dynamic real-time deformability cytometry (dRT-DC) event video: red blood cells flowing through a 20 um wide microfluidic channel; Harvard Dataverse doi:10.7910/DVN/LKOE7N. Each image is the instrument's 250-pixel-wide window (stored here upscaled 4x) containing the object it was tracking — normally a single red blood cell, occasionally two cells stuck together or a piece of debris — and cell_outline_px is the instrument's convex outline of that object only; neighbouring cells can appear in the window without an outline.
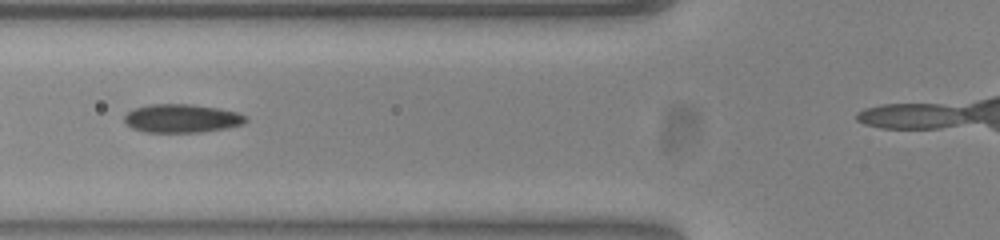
{"species": "common noctule bat (a hibernating species)", "species_latin": "Nyctalus noctula", "temperature_condition": "warm", "stored_images_in_passage": 30, "camera_frame_rate_fps": 3000, "um_per_image_px": 0.085, "animal": {"sex": "female", "body_mass_g": 23.0, "forearm_length_mm": 53.4}, "frame": {"image": 1, "passage_image": 5, "time_ms": 1.333, "image_size_px": [1000, 240], "cell_outline_px": [[248, 120], [240, 124], [224, 128], [200, 132], [148, 132], [132, 128], [124, 120], [124, 116], [128, 112], [136, 108], [148, 104], [188, 104], [216, 108], [236, 112], [244, 116]], "centroid_in_image_um": [15.41, 10.06], "position_along_channel_um": 110.4, "area_um2": 19.71}}